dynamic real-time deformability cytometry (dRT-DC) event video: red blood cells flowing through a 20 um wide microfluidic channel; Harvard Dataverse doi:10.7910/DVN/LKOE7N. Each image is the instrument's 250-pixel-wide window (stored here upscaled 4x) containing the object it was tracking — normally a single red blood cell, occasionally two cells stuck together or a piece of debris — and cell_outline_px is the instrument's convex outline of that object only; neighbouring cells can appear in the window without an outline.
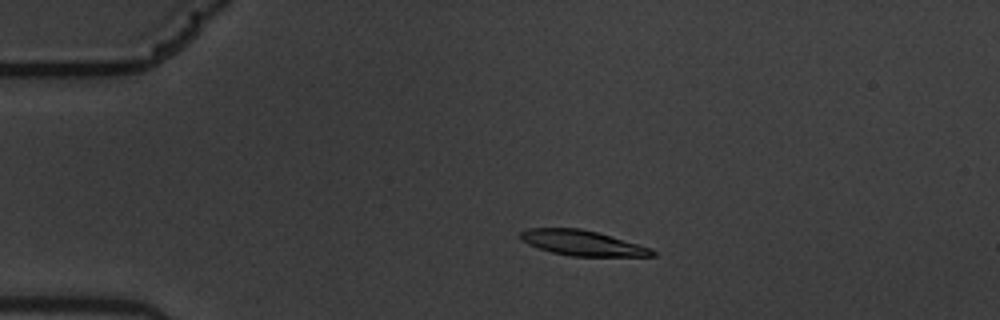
{"species": "common noctule bat (a hibernating species)", "species_latin": "Nyctalus noctula", "temperature_condition": "warm", "stored_images_in_passage": 56, "camera_frame_rate_fps": 3000, "um_per_image_px": 0.085, "animal": {"sex": "male", "body_mass_g": 19.5, "forearm_length_mm": 54.6}, "frame": {"image": 1, "passage_image": 11, "time_ms": 3.333, "image_size_px": [1000, 320], "cell_outline_px": [[656, 256], [572, 256], [552, 252], [528, 244], [520, 240], [520, 232], [528, 228], [580, 228], [596, 232], [652, 248], [656, 252]], "centroid_in_image_um": [49.49, 20.65], "position_along_channel_um": 35.5, "area_um2": 19.19}}
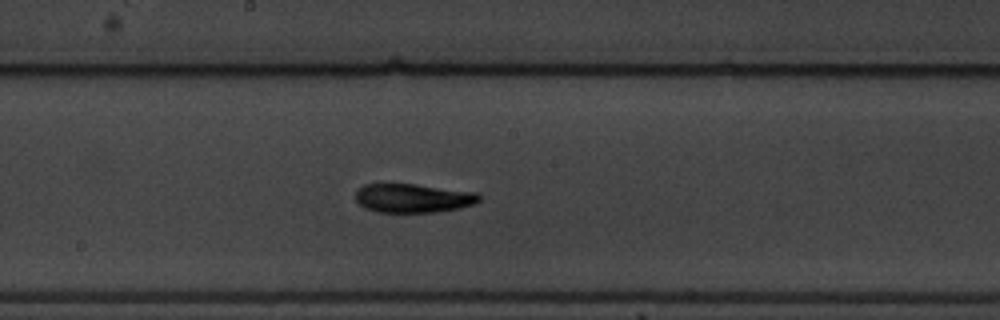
{"frame": {"image": 2, "passage_image": 30, "time_ms": 9.667, "image_size_px": [1000, 320], "cell_outline_px": [[480, 200], [476, 204], [460, 208], [436, 212], [376, 212], [364, 208], [356, 200], [356, 192], [364, 184], [416, 184], [476, 192], [480, 196]], "centroid_in_image_um": [35.13, 16.84], "position_along_channel_um": 213.1, "area_um2": 20.87}}
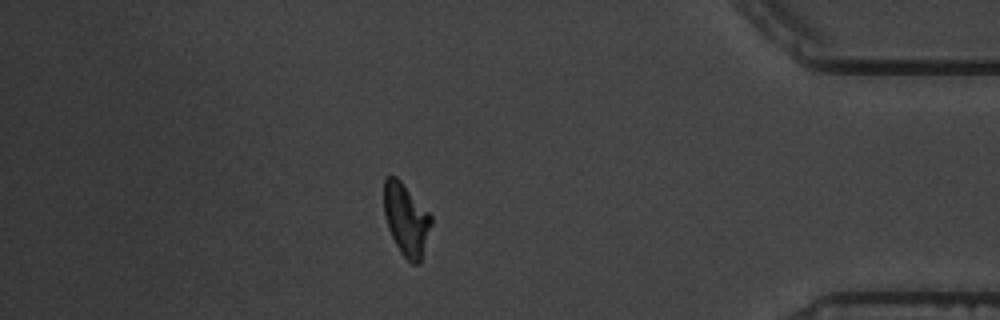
{"frame": {"image": 3, "passage_image": 49, "time_ms": 16.0, "image_size_px": [1000, 320], "cell_outline_px": [[432, 224], [420, 264], [412, 264], [400, 252], [388, 228], [384, 216], [384, 180], [388, 176], [396, 176], [400, 180], [432, 216]], "centroid_in_image_um": [34.53, 18.67], "position_along_channel_um": 400.7, "area_um2": 19.77}, "authors_computed_cell_mechanics": {"area_um2": 20.2589, "velocity_mm_per_s": 3.5114, "shape_relaxation_time_tau1_ms": 4.8348, "shape_relaxation_time_tau2_ms": 1.4536, "deformation_change_tau1": 0.1721, "deformation_change_tau2": 0.0715}}